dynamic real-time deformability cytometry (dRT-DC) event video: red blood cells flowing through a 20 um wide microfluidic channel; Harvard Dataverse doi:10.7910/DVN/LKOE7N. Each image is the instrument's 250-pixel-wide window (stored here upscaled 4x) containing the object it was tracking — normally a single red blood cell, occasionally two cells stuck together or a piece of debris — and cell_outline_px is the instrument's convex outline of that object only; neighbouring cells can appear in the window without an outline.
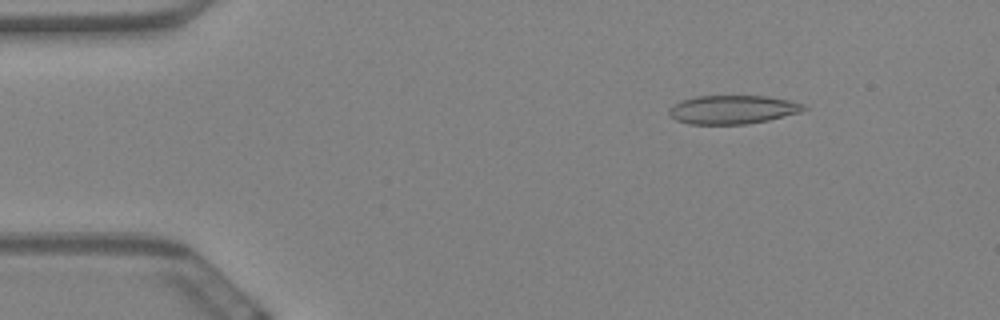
{"species": "Egyptian fruit bat (a non-hibernating species)", "species_latin": "Rousettus aegyptiacus", "temperature_condition": "warm", "stored_images_in_passage": 59, "camera_frame_rate_fps": 3000, "um_per_image_px": 0.085, "animal": {"sex": "female"}, "frame": {"image": 1, "passage_image": 8, "time_ms": 2.333, "image_size_px": [1000, 320], "cell_outline_px": [[808, 108], [800, 112], [768, 120], [748, 124], [688, 124], [676, 120], [668, 112], [668, 108], [680, 100], [696, 96], [768, 96], [788, 100], [804, 104]], "centroid_in_image_um": [62.26, 9.31], "position_along_channel_um": 22.7, "area_um2": 22.54}}
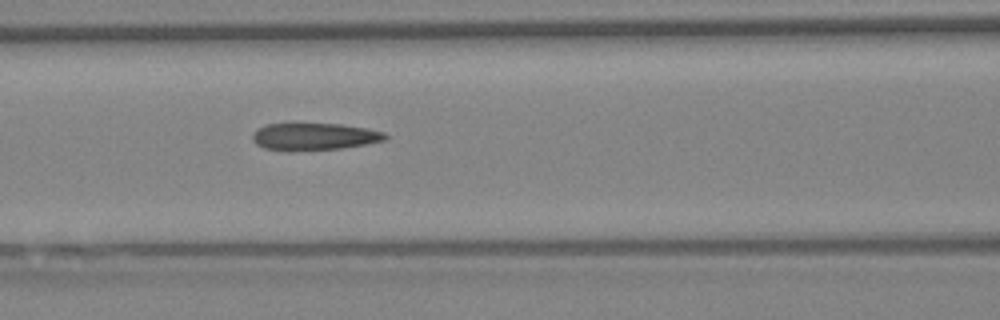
{"frame": {"image": 2, "passage_image": 25, "time_ms": 8.0, "image_size_px": [1000, 320], "cell_outline_px": [[388, 136], [384, 140], [364, 144], [340, 148], [288, 152], [264, 148], [256, 144], [252, 140], [252, 136], [256, 128], [268, 124], [340, 124], [368, 128], [384, 132]], "centroid_in_image_um": [26.66, 11.62], "position_along_channel_um": 139.9, "area_um2": 21.1}}
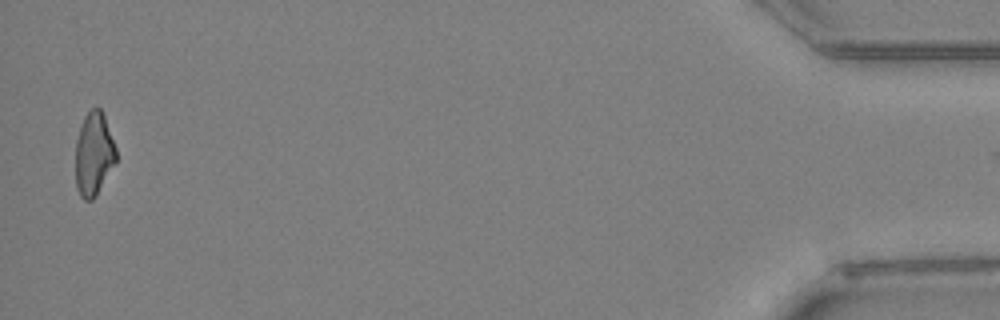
{"frame": {"image": 3, "passage_image": 58, "time_ms": 19.0, "image_size_px": [1000, 320], "cell_outline_px": [[116, 160], [96, 196], [92, 200], [84, 200], [80, 196], [76, 188], [76, 140], [80, 124], [84, 116], [92, 108], [100, 108], [104, 116], [116, 148]], "centroid_in_image_um": [7.95, 13.09], "position_along_channel_um": 427.2, "area_um2": 19.59}}